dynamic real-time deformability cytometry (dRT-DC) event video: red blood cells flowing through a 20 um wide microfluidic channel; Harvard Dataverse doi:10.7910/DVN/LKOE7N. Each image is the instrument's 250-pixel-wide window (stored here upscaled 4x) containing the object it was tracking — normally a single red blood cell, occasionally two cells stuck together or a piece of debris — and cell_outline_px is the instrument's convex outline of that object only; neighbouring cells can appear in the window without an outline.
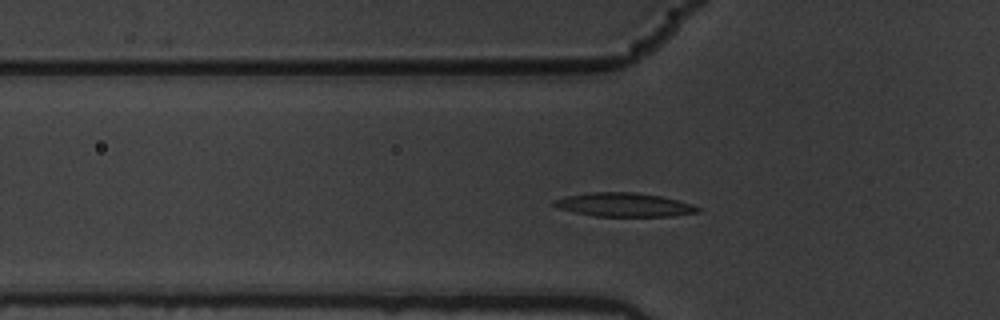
{"species": "common noctule bat (a hibernating species)", "species_latin": "Nyctalus noctula", "temperature_condition": "warm", "stored_images_in_passage": 54, "camera_frame_rate_fps": 3000, "um_per_image_px": 0.085, "animal": {"sex": "male", "body_mass_g": 19.5, "forearm_length_mm": 54.6}, "frame": {"image": 1, "passage_image": 15, "time_ms": 4.667, "image_size_px": [1000, 320], "cell_outline_px": [[700, 212], [672, 216], [596, 216], [576, 212], [560, 208], [552, 204], [552, 200], [564, 196], [588, 192], [636, 192], [660, 196], [692, 204], [700, 208]], "centroid_in_image_um": [53.03, 17.39], "position_along_channel_um": 72.8, "area_um2": 19.83}}
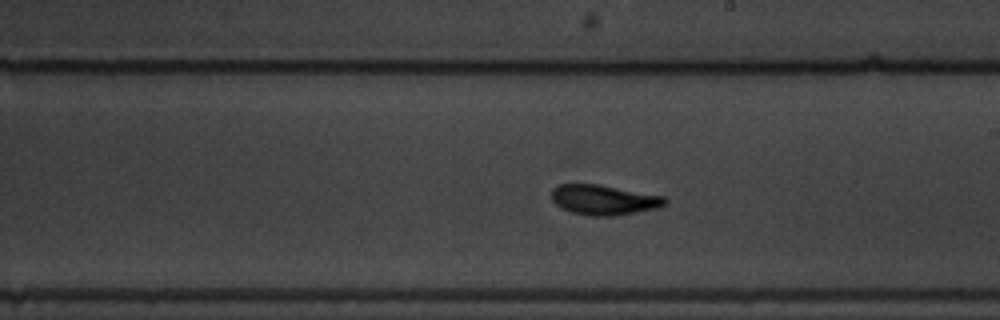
{"frame": {"image": 2, "passage_image": 29, "time_ms": 9.333, "image_size_px": [1000, 320], "cell_outline_px": [[668, 204], [660, 208], [616, 216], [592, 216], [572, 212], [560, 208], [552, 200], [552, 188], [556, 184], [600, 184], [664, 196], [668, 200]], "centroid_in_image_um": [51.36, 16.99], "position_along_channel_um": 237.6, "area_um2": 20.23}}
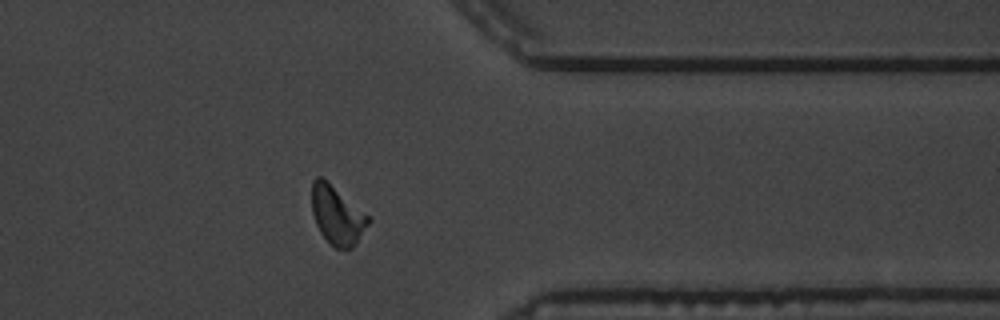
{"frame": {"image": 3, "passage_image": 42, "time_ms": 13.667, "image_size_px": [1000, 320], "cell_outline_px": [[372, 220], [356, 244], [352, 248], [336, 248], [320, 232], [316, 224], [312, 212], [312, 180], [316, 176], [320, 176], [372, 216]], "centroid_in_image_um": [28.7, 18.28], "position_along_channel_um": 382.7, "area_um2": 19.36}, "authors_computed_cell_mechanics": {"area_um2": 19.0162, "velocity_mm_per_s": 3.538, "shape_relaxation_time_tau1_ms": 3.0261, "shape_relaxation_time_tau2_ms": 1.7922, "deformation_change_tau1": 0.1402, "deformation_change_tau2": 0.0742}}